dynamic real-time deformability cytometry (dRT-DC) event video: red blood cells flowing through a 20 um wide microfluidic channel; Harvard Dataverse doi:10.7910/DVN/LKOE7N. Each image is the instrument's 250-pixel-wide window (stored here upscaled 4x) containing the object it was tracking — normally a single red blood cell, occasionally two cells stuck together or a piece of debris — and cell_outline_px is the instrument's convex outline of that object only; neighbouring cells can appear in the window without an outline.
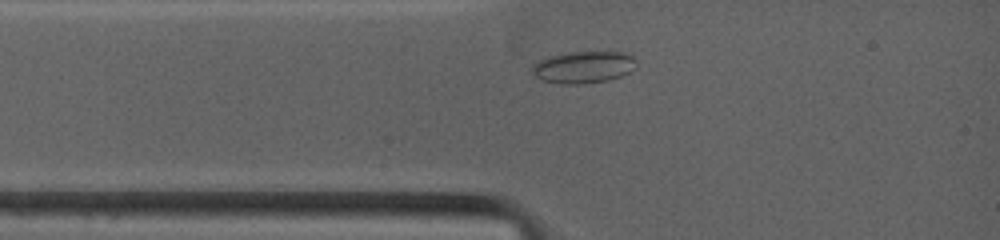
{"species": "common noctule bat (a hibernating species)", "species_latin": "Nyctalus noctula", "temperature_condition": "warm", "stored_images_in_passage": 36, "camera_frame_rate_fps": 4500, "um_per_image_px": 0.085, "animal": {"sex": "female", "body_mass_g": 19.0, "forearm_length_mm": 53.3}, "frame": {"image": 1, "passage_image": 6, "time_ms": 1.556, "image_size_px": [1000, 240], "cell_outline_px": [[636, 68], [620, 76], [608, 80], [584, 84], [564, 84], [540, 80], [532, 72], [532, 68], [540, 60], [548, 56], [568, 52], [624, 52], [632, 56], [636, 60]], "centroid_in_image_um": [49.61, 5.71], "position_along_channel_um": 35.4, "area_um2": 19.36}}
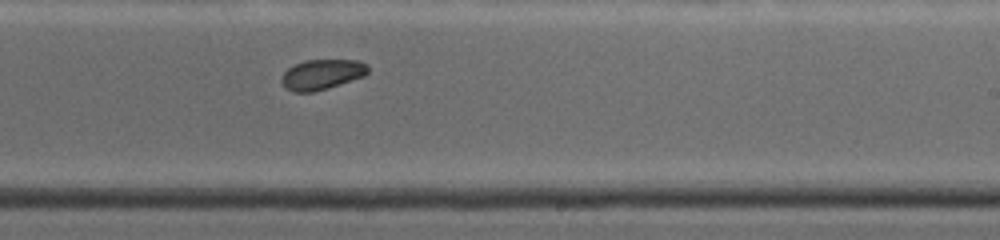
{"frame": {"image": 2, "passage_image": 24, "time_ms": 7.333, "image_size_px": [1000, 240], "cell_outline_px": [[368, 72], [364, 76], [328, 88], [312, 92], [292, 92], [284, 88], [280, 80], [284, 72], [288, 68], [304, 60], [360, 60], [368, 64]], "centroid_in_image_um": [27.35, 6.33], "position_along_channel_um": 261.6, "area_um2": 15.32}}
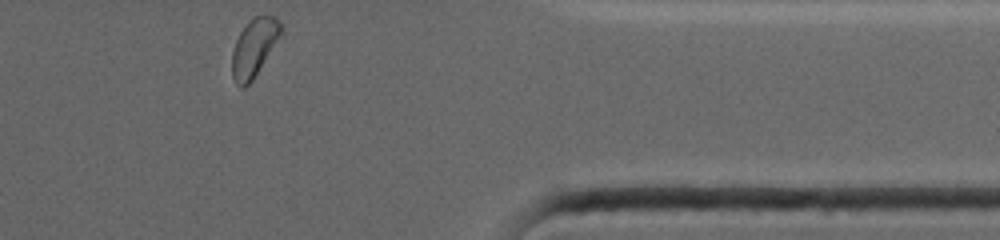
{"frame": {"image": 3, "passage_image": 36, "time_ms": 11.111, "image_size_px": [1000, 240], "cell_outline_px": [[284, 28], [252, 80], [244, 88], [240, 88], [236, 84], [232, 76], [232, 52], [236, 40], [240, 32], [252, 16], [264, 12], [276, 16], [280, 20]], "centroid_in_image_um": [21.6, 3.96], "position_along_channel_um": 389.8, "area_um2": 16.59}, "authors_computed_cell_mechanics": {"area_um2": 15.7505, "velocity_mm_per_s": 3.9515, "shape_relaxation_time_tau1_ms": 2.7447, "shape_relaxation_time_tau2_ms": null, "deformation_change_tau1": 0.0432, "deformation_change_tau2": null}}